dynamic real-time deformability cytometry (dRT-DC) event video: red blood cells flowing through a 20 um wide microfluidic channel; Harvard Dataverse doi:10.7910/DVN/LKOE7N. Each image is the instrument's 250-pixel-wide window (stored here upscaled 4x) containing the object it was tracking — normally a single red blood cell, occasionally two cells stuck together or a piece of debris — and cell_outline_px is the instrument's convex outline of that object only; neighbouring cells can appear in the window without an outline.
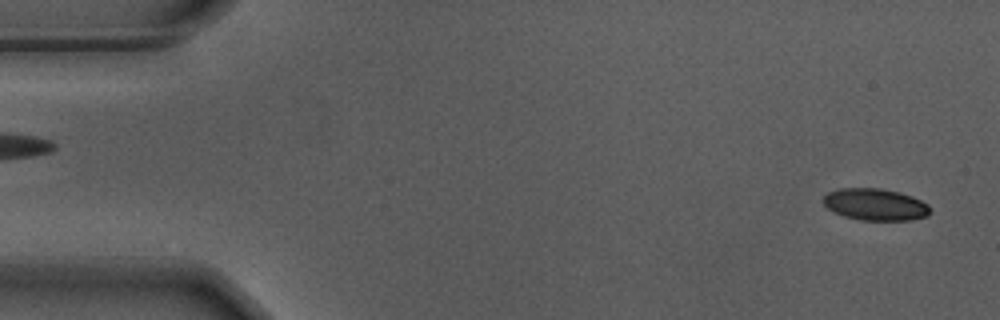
{"species": "Egyptian fruit bat (a non-hibernating species)", "species_latin": "Rousettus aegyptiacus", "temperature_condition": "warm", "stored_images_in_passage": 56, "camera_frame_rate_fps": 3000, "um_per_image_px": 0.085, "animal": {"sex": "male"}, "frame": {"image": 1, "passage_image": 3, "time_ms": 0.667, "image_size_px": [1000, 320], "cell_outline_px": [[932, 212], [928, 216], [912, 220], [860, 220], [844, 216], [828, 208], [824, 204], [824, 196], [828, 192], [840, 188], [880, 188], [900, 192], [912, 196], [928, 204], [932, 208]], "centroid_in_image_um": [74.46, 17.38], "position_along_channel_um": 10.5, "area_um2": 19.94}}
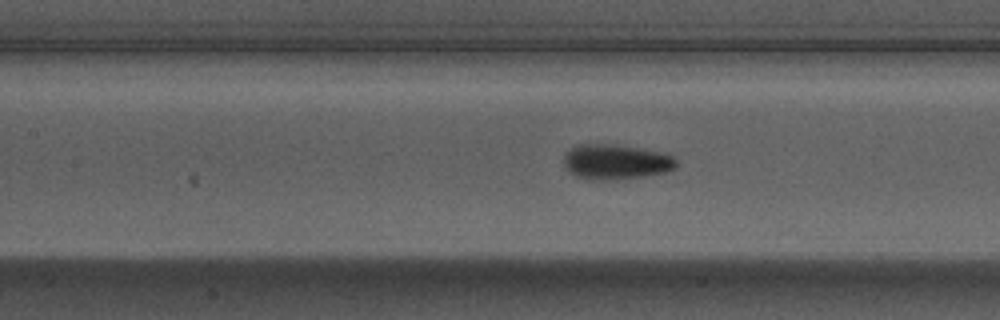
{"frame": {"image": 2, "passage_image": 25, "time_ms": 8.0, "image_size_px": [1000, 320], "cell_outline_px": [[676, 168], [664, 172], [644, 176], [604, 180], [588, 180], [576, 176], [568, 172], [564, 168], [564, 152], [576, 144], [612, 144], [668, 152], [676, 160]], "centroid_in_image_um": [52.31, 13.74], "position_along_channel_um": 155.1, "area_um2": 23.35}}
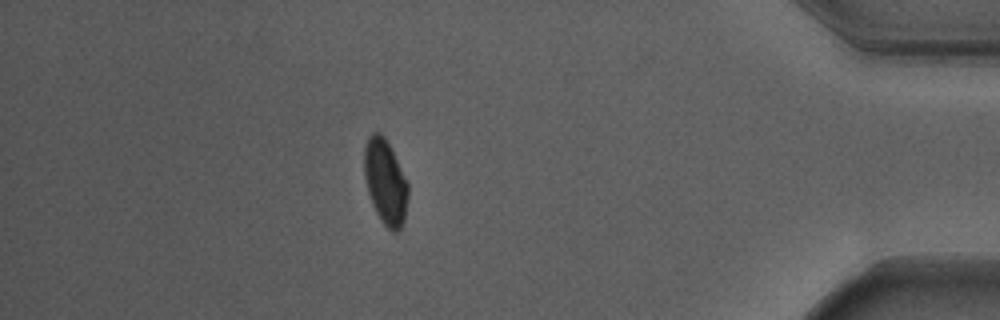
{"frame": {"image": 3, "passage_image": 49, "time_ms": 16.0, "image_size_px": [1000, 320], "cell_outline_px": [[408, 196], [404, 220], [400, 228], [396, 232], [392, 232], [380, 220], [372, 204], [368, 192], [364, 176], [364, 144], [368, 136], [372, 132], [380, 132], [384, 136], [408, 184]], "centroid_in_image_um": [32.73, 15.46], "position_along_channel_um": 402.5, "area_um2": 21.56}, "authors_computed_cell_mechanics": {"area_um2": 21.5594, "velocity_mm_per_s": 3.6937, "shape_relaxation_time_tau1_ms": 2.3311, "shape_relaxation_time_tau2_ms": 0.9099, "deformation_change_tau1": 0.0966, "deformation_change_tau2": 0.0452}}